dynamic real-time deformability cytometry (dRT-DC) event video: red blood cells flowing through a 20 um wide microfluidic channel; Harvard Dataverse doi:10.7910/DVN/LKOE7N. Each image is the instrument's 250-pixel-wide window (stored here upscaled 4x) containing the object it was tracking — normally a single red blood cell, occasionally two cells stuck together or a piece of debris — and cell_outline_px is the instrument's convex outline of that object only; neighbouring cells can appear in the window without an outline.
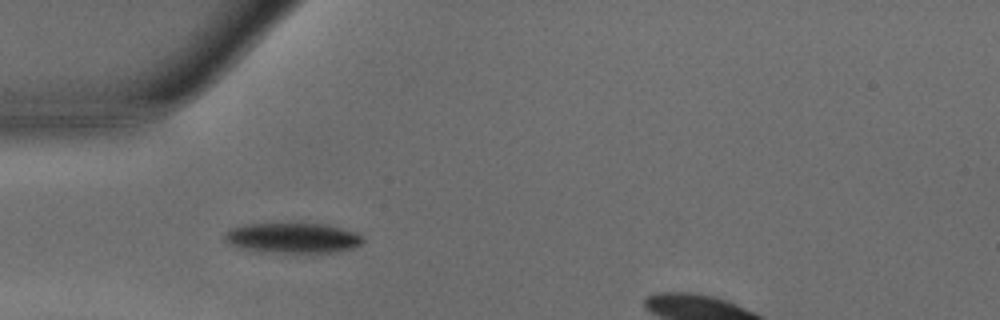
{"species": "common noctule bat (a hibernating species)", "species_latin": "Nyctalus noctula", "temperature_condition": "warm", "stored_images_in_passage": 25, "camera_frame_rate_fps": 3000, "um_per_image_px": 0.085, "animal": {"sex": "male", "body_mass_g": 15.6}, "frame": {"image": 1, "passage_image": 1, "time_ms": 0.0, "image_size_px": [1000, 320], "cell_outline_px": [[364, 240], [360, 244], [352, 248], [336, 252], [256, 252], [236, 248], [228, 244], [224, 240], [224, 232], [232, 228], [244, 224], [320, 224], [340, 228], [352, 232], [360, 236]], "centroid_in_image_um": [24.76, 20.24], "position_along_channel_um": 60.2, "area_um2": 24.22}}
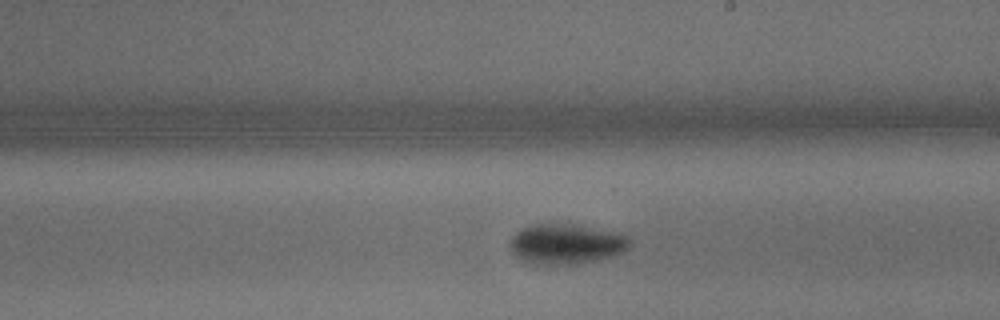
{"frame": {"image": 2, "passage_image": 14, "time_ms": 4.333, "image_size_px": [1000, 320], "cell_outline_px": [[628, 248], [624, 252], [612, 256], [596, 260], [572, 264], [540, 264], [520, 260], [512, 252], [512, 236], [516, 232], [524, 228], [536, 224], [580, 224], [620, 232], [628, 236]], "centroid_in_image_um": [48.18, 20.72], "position_along_channel_um": 240.8, "area_um2": 27.92}}
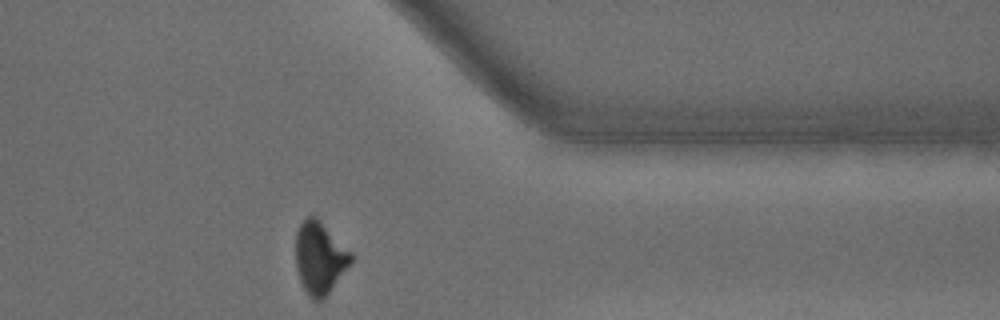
{"frame": {"image": 3, "passage_image": 25, "time_ms": 8.0, "image_size_px": [1000, 320], "cell_outline_px": [[352, 260], [328, 292], [320, 300], [312, 300], [308, 296], [300, 280], [296, 268], [296, 232], [300, 224], [308, 216], [316, 216], [352, 252]], "centroid_in_image_um": [27.15, 21.88], "position_along_channel_um": 384.2, "area_um2": 22.83}, "authors_computed_cell_mechanics": {"area_um2": 26.3568, "velocity_mm_per_s": 4.2274, "shape_relaxation_time_tau1_ms": 2.5103, "shape_relaxation_time_tau2_ms": null, "deformation_change_tau1": 0.1381, "deformation_change_tau2": null}}